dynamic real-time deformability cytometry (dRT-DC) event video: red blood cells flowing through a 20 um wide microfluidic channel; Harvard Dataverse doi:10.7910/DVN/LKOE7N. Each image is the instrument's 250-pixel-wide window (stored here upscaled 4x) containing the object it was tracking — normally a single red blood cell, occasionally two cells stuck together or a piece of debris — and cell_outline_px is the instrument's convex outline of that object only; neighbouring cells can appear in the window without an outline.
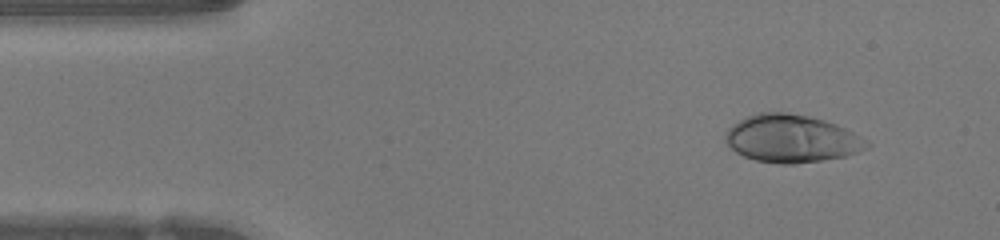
{"species": "human", "species_latin": "Homo sapiens", "temperature_condition": "warm", "stored_images_in_passage": 46, "camera_frame_rate_fps": 3000, "um_per_image_px": 0.085, "donor": {"sex": "female"}, "frame": {"image": 1, "passage_image": 4, "time_ms": 1.0, "image_size_px": [1000, 240], "cell_outline_px": [[872, 144], [868, 148], [844, 156], [796, 164], [780, 164], [756, 160], [744, 156], [736, 152], [724, 140], [724, 136], [728, 128], [732, 124], [756, 112], [788, 112], [808, 116], [824, 120], [836, 124], [868, 140]], "centroid_in_image_um": [67.27, 11.78], "position_along_channel_um": 17.7, "area_um2": 39.25}}
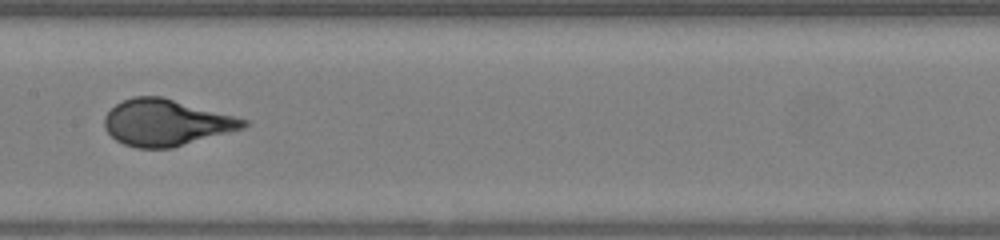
{"frame": {"image": 2, "passage_image": 22, "time_ms": 7.0, "image_size_px": [1000, 240], "cell_outline_px": [[248, 124], [244, 128], [172, 148], [136, 148], [124, 144], [116, 140], [104, 128], [104, 116], [116, 104], [132, 96], [160, 96], [236, 116], [248, 120]], "centroid_in_image_um": [14.11, 10.42], "position_along_channel_um": 193.3, "area_um2": 37.45}}
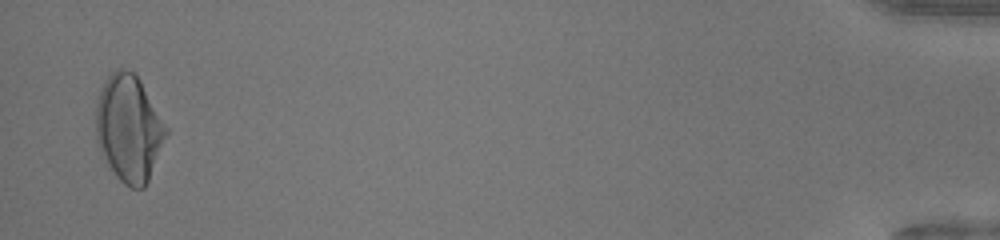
{"frame": {"image": 3, "passage_image": 45, "time_ms": 14.667, "image_size_px": [1000, 240], "cell_outline_px": [[168, 132], [148, 180], [144, 188], [132, 188], [124, 184], [116, 176], [108, 164], [96, 140], [96, 104], [104, 80], [116, 68], [124, 68], [132, 72], [140, 80], [168, 128]], "centroid_in_image_um": [10.95, 10.89], "position_along_channel_um": 424.2, "area_um2": 43.18}, "authors_computed_cell_mechanics": {"area_um2": 37.9168, "velocity_mm_per_s": 4.2707, "shape_relaxation_time_tau1_ms": 5.3296, "shape_relaxation_time_tau2_ms": null, "deformation_change_tau1": 0.2624, "deformation_change_tau2": null}}